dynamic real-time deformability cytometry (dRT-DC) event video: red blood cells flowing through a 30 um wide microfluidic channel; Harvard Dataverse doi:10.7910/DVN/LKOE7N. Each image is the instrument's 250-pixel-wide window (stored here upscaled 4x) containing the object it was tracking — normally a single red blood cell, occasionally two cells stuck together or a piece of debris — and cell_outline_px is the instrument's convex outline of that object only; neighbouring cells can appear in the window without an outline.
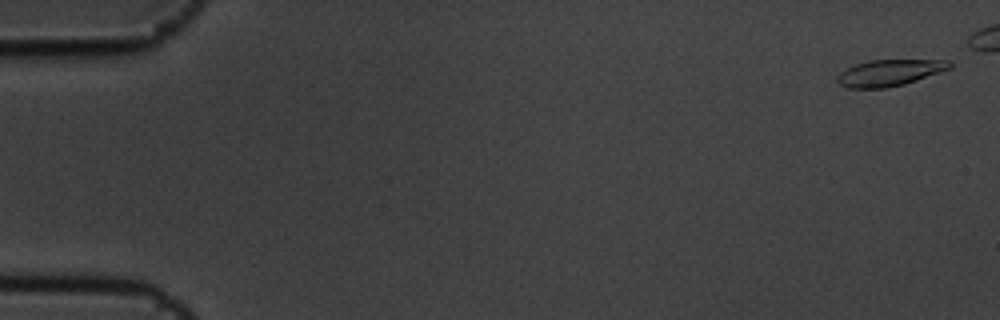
{"species": "common noctule bat (a hibernating species)", "species_latin": "Nyctalus noctula", "temperature_condition": "cold", "stored_images_in_passage": 14, "camera_frame_rate_fps": 3000, "um_per_image_px": 0.085, "animal": {"sex": "male", "body_mass_g": 19.5, "forearm_length_mm": 54.6}, "frame": {"image": 1, "passage_image": 1, "time_ms": 0.0, "image_size_px": [1000, 320], "cell_outline_px": [[952, 68], [904, 84], [884, 88], [848, 88], [840, 84], [836, 80], [836, 76], [840, 72], [856, 64], [868, 60], [948, 60], [952, 64]], "centroid_in_image_um": [75.59, 6.18], "position_along_channel_um": 9.4, "area_um2": 17.17}}
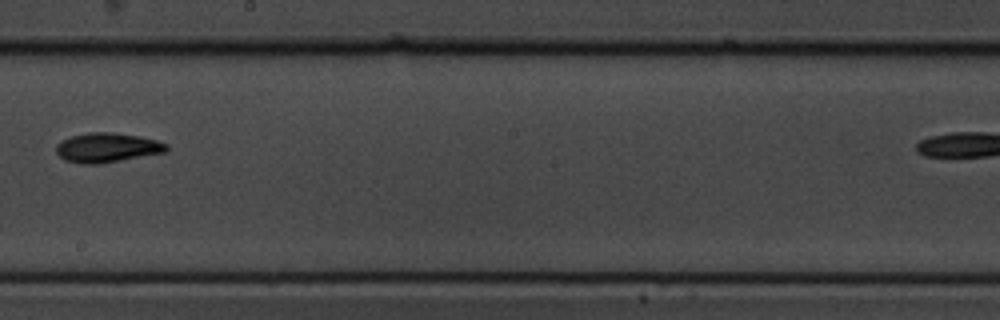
{"frame": {"image": 2, "passage_image": 9, "time_ms": 2.667, "image_size_px": [1000, 320], "cell_outline_px": [[168, 148], [164, 152], [120, 160], [96, 164], [80, 164], [64, 160], [56, 152], [56, 144], [60, 140], [72, 136], [88, 132], [108, 132], [140, 136], [156, 140], [168, 144]], "centroid_in_image_um": [9.06, 12.54], "position_along_channel_um": 239.1, "area_um2": 18.84}}
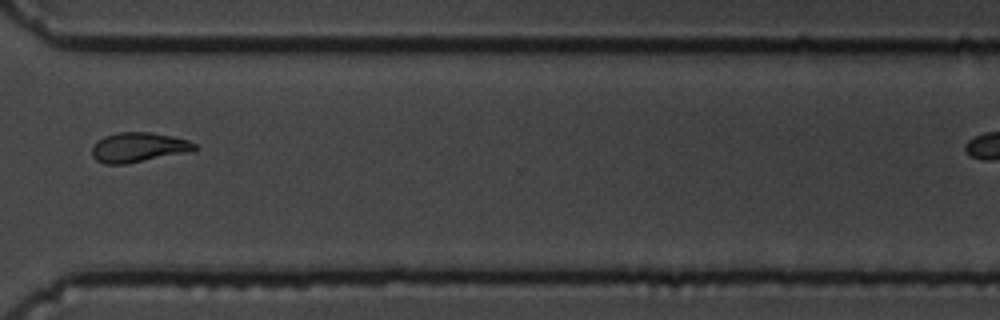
{"frame": {"image": 3, "passage_image": 12, "time_ms": 3.667, "image_size_px": [1000, 320], "cell_outline_px": [[196, 148], [192, 152], [128, 164], [104, 164], [96, 160], [92, 156], [92, 148], [96, 140], [104, 136], [116, 132], [152, 132], [172, 136], [188, 140], [196, 144]], "centroid_in_image_um": [11.77, 12.53], "position_along_channel_um": 358.8, "area_um2": 18.15}}